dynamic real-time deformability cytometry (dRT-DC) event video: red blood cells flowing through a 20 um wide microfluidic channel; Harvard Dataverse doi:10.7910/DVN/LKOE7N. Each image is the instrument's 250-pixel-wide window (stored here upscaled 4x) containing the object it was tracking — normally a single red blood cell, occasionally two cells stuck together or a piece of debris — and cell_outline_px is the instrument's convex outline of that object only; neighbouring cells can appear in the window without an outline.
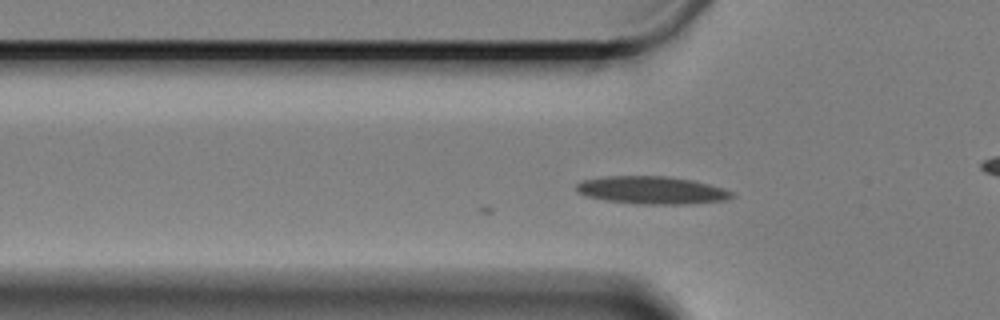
{"species": "Egyptian fruit bat (a non-hibernating species)", "species_latin": "Rousettus aegyptiacus", "temperature_condition": "cold", "stored_images_in_passage": 19, "camera_frame_rate_fps": 3000, "um_per_image_px": 0.085, "animal": {"sex": "female"}, "frame": {"image": 1, "passage_image": 19, "time_ms": 6.0, "image_size_px": [1000, 320], "cell_outline_px": [[736, 196], [724, 200], [688, 204], [640, 204], [608, 200], [584, 196], [576, 192], [576, 184], [584, 180], [604, 176], [668, 176], [692, 180], [708, 184], [732, 192]], "centroid_in_image_um": [55.37, 16.16], "position_along_channel_um": 70.4, "area_um2": 24.97}}